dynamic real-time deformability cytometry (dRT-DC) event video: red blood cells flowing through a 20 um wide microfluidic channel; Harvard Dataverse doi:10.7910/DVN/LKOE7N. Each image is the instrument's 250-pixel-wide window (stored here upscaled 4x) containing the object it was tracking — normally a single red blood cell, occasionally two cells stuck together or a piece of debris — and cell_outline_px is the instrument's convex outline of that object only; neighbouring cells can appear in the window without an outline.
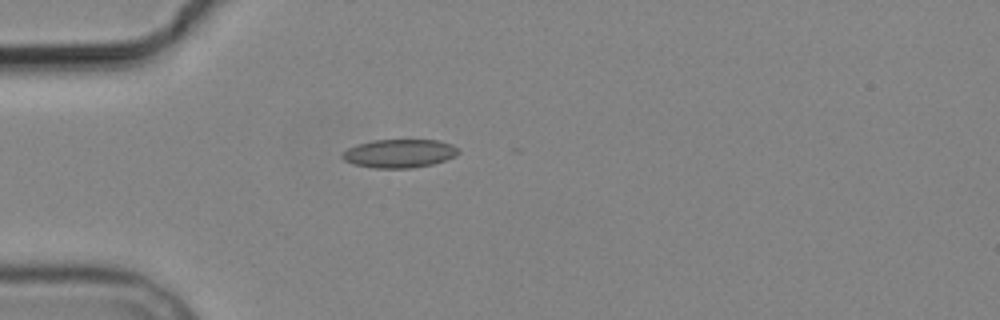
{"species": "common noctule bat (a hibernating species)", "species_latin": "Nyctalus noctula", "temperature_condition": "cold", "stored_images_in_passage": 2, "camera_frame_rate_fps": 3000, "um_per_image_px": 0.085, "animal": {"sex": "male", "body_mass_g": 19.2, "forearm_length_mm": 51.8}, "frame": {"image": 1, "passage_image": 1, "time_ms": 0.0, "image_size_px": [1000, 320], "cell_outline_px": [[460, 152], [456, 156], [432, 164], [412, 168], [376, 168], [352, 164], [344, 160], [340, 156], [340, 152], [356, 144], [372, 140], [436, 140], [452, 144], [460, 148]], "centroid_in_image_um": [33.92, 13.04], "position_along_channel_um": 51.1, "area_um2": 19.48}}